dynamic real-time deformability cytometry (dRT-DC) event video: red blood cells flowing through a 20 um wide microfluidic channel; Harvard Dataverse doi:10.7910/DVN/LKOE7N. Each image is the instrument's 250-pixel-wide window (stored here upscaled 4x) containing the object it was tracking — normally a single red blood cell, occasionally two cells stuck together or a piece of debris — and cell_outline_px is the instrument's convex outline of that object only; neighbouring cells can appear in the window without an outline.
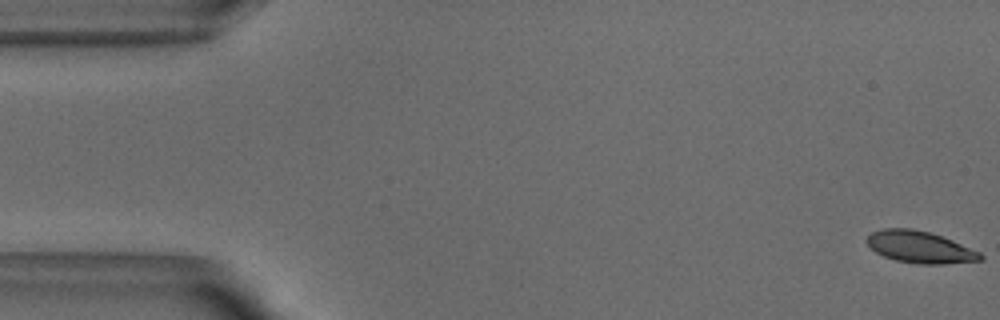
{"species": "common noctule bat (a hibernating species)", "species_latin": "Nyctalus noctula", "temperature_condition": "warm", "stored_images_in_passage": 52, "camera_frame_rate_fps": 3000, "um_per_image_px": 0.085, "animal": {"sex": "male", "body_mass_g": 18.8}, "frame": {"image": 1, "passage_image": 1, "time_ms": 0.0, "image_size_px": [1000, 320], "cell_outline_px": [[984, 260], [944, 264], [916, 264], [896, 260], [884, 256], [876, 252], [864, 240], [872, 232], [884, 228], [912, 228], [928, 232], [952, 240], [980, 252], [984, 256]], "centroid_in_image_um": [78.2, 21.01], "position_along_channel_um": 6.8, "area_um2": 21.04}}
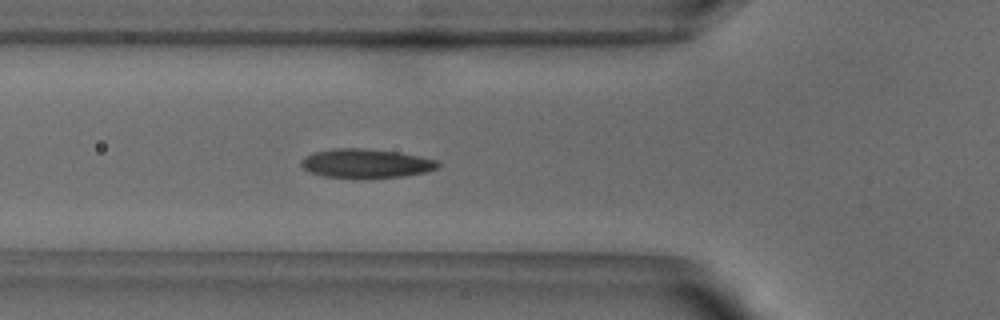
{"frame": {"image": 2, "passage_image": 18, "time_ms": 5.667, "image_size_px": [1000, 320], "cell_outline_px": [[440, 168], [424, 172], [404, 176], [324, 176], [308, 172], [300, 164], [300, 160], [304, 156], [312, 152], [332, 148], [360, 148], [400, 152], [440, 160]], "centroid_in_image_um": [31.11, 13.85], "position_along_channel_um": 94.7, "area_um2": 22.83}}
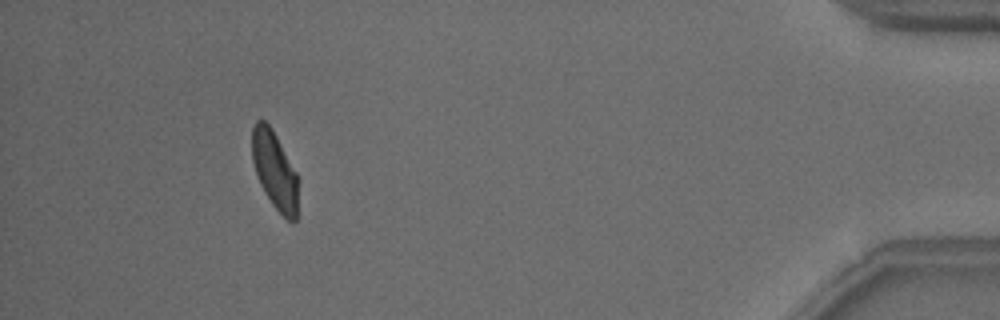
{"frame": {"image": 3, "passage_image": 48, "time_ms": 15.667, "image_size_px": [1000, 320], "cell_outline_px": [[296, 220], [288, 220], [272, 204], [264, 192], [260, 184], [252, 160], [252, 128], [256, 120], [264, 120], [272, 128], [296, 172]], "centroid_in_image_um": [23.3, 14.42], "position_along_channel_um": 411.9, "area_um2": 20.35}, "authors_computed_cell_mechanics": {"area_um2": 22.1374, "velocity_mm_per_s": 3.8326, "shape_relaxation_time_tau1_ms": 4.4629, "shape_relaxation_time_tau2_ms": 1.3297, "deformation_change_tau1": 0.1559, "deformation_change_tau2": 0.081}}